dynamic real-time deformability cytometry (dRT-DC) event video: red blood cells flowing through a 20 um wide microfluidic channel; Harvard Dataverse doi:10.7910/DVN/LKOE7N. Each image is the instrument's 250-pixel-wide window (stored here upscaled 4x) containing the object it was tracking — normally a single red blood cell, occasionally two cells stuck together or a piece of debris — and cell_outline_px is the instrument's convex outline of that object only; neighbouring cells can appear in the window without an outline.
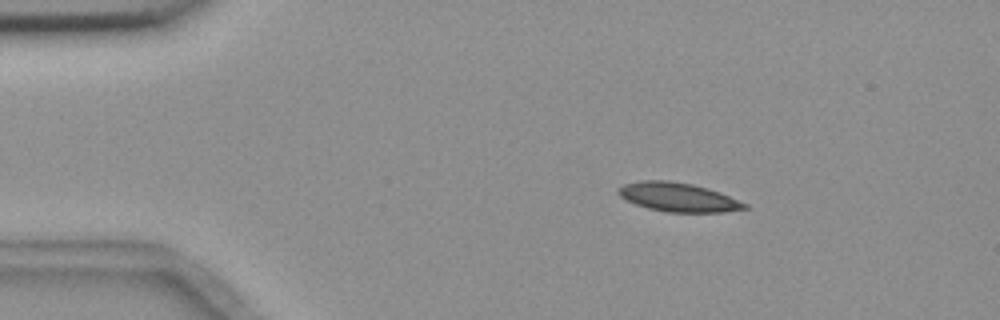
{"species": "common noctule bat (a hibernating species)", "species_latin": "Nyctalus noctula", "temperature_condition": "room temperature", "stored_images_in_passage": 9, "camera_frame_rate_fps": 3000, "um_per_image_px": 0.085, "animal": {"sex": "female", "body_mass_g": 18.4}, "frame": {"image": 1, "passage_image": 1, "time_ms": 0.0, "image_size_px": [1000, 320], "cell_outline_px": [[748, 208], [724, 212], [664, 212], [648, 208], [624, 200], [616, 192], [616, 188], [624, 184], [644, 180], [668, 180], [692, 184], [708, 188], [720, 192], [748, 204]], "centroid_in_image_um": [57.61, 16.76], "position_along_channel_um": 27.4, "area_um2": 21.44}}
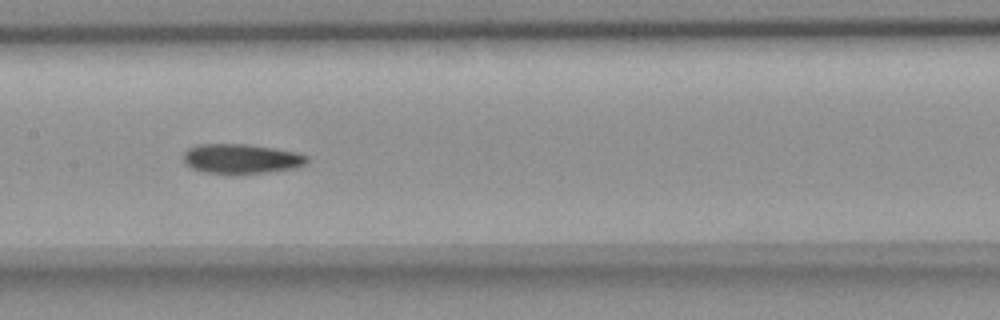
{"frame": {"image": 2, "passage_image": 6, "time_ms": 6.0, "image_size_px": [1000, 320], "cell_outline_px": [[308, 160], [304, 164], [296, 168], [268, 172], [236, 176], [204, 172], [192, 168], [184, 164], [184, 152], [188, 148], [196, 144], [248, 144], [296, 152], [308, 156]], "centroid_in_image_um": [20.47, 13.52], "position_along_channel_um": 186.9, "area_um2": 21.91}}
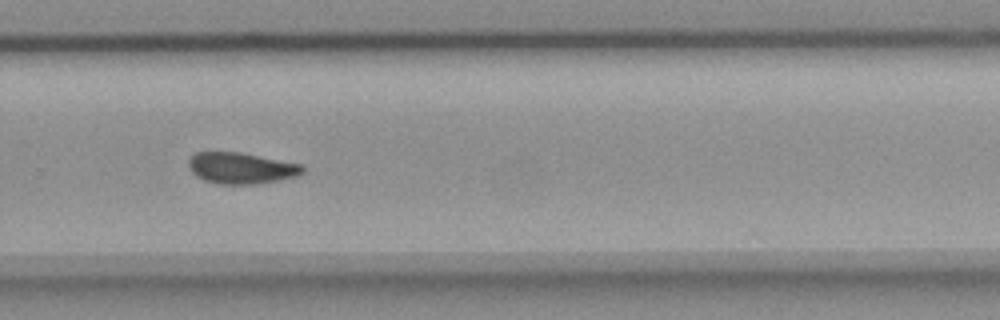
{"frame": {"image": 3, "passage_image": 9, "time_ms": 9.333, "image_size_px": [1000, 320], "cell_outline_px": [[304, 172], [296, 176], [260, 184], [216, 184], [204, 180], [196, 176], [188, 168], [188, 160], [196, 152], [240, 152], [300, 164], [304, 168]], "centroid_in_image_um": [20.46, 14.3], "position_along_channel_um": 309.3, "area_um2": 20.75}}